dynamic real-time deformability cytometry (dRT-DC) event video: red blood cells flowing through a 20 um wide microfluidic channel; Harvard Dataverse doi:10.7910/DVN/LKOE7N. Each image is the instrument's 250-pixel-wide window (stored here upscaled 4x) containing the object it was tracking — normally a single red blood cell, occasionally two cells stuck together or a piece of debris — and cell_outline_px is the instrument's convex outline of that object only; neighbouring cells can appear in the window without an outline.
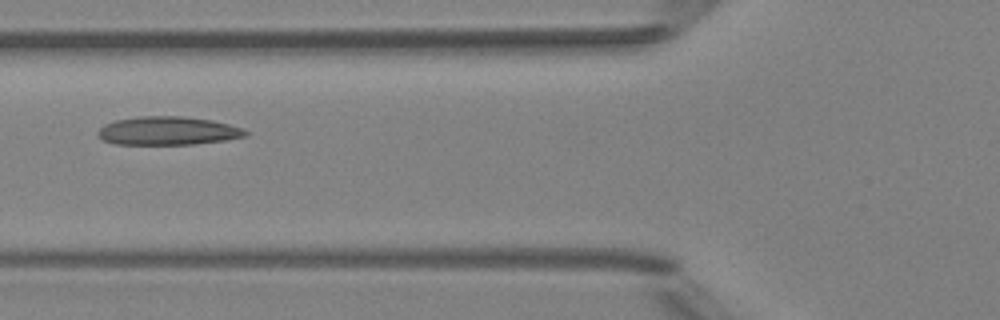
{"species": "Egyptian fruit bat (a non-hibernating species)", "species_latin": "Rousettus aegyptiacus", "temperature_condition": "room temperature", "stored_images_in_passage": 5, "camera_frame_rate_fps": 3000, "um_per_image_px": 0.085, "animal": {"sex": "female"}, "frame": {"image": 1, "passage_image": 5, "time_ms": 5.333, "image_size_px": [1000, 320], "cell_outline_px": [[248, 136], [224, 140], [192, 144], [116, 144], [100, 140], [96, 136], [96, 132], [104, 124], [116, 120], [140, 116], [180, 116], [212, 120], [244, 128], [248, 132]], "centroid_in_image_um": [14.23, 11.12], "position_along_channel_um": 111.6, "area_um2": 24.57}}